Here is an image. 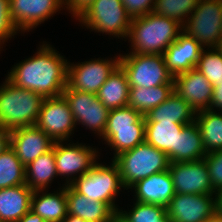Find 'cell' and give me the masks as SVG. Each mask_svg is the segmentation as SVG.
Segmentation results:
<instances>
[{
  "label": "cell",
  "instance_id": "1",
  "mask_svg": "<svg viewBox=\"0 0 222 222\" xmlns=\"http://www.w3.org/2000/svg\"><path fill=\"white\" fill-rule=\"evenodd\" d=\"M45 42L32 57L16 63L6 78L15 86L36 92L43 98L57 97L67 86L69 61Z\"/></svg>",
  "mask_w": 222,
  "mask_h": 222
},
{
  "label": "cell",
  "instance_id": "2",
  "mask_svg": "<svg viewBox=\"0 0 222 222\" xmlns=\"http://www.w3.org/2000/svg\"><path fill=\"white\" fill-rule=\"evenodd\" d=\"M183 26L176 20L154 12L132 18L126 40L131 43L129 53L164 54L178 38Z\"/></svg>",
  "mask_w": 222,
  "mask_h": 222
},
{
  "label": "cell",
  "instance_id": "3",
  "mask_svg": "<svg viewBox=\"0 0 222 222\" xmlns=\"http://www.w3.org/2000/svg\"><path fill=\"white\" fill-rule=\"evenodd\" d=\"M44 98L12 84L7 78L0 86V126L9 130L35 126Z\"/></svg>",
  "mask_w": 222,
  "mask_h": 222
},
{
  "label": "cell",
  "instance_id": "4",
  "mask_svg": "<svg viewBox=\"0 0 222 222\" xmlns=\"http://www.w3.org/2000/svg\"><path fill=\"white\" fill-rule=\"evenodd\" d=\"M117 164L121 181L126 190L136 182L158 172L169 169V158L147 142L124 151L113 158Z\"/></svg>",
  "mask_w": 222,
  "mask_h": 222
},
{
  "label": "cell",
  "instance_id": "5",
  "mask_svg": "<svg viewBox=\"0 0 222 222\" xmlns=\"http://www.w3.org/2000/svg\"><path fill=\"white\" fill-rule=\"evenodd\" d=\"M110 165H103L98 161L82 176L78 177L70 186L79 194L94 201L107 203L116 213L119 212L115 203L122 184L117 164L111 159Z\"/></svg>",
  "mask_w": 222,
  "mask_h": 222
},
{
  "label": "cell",
  "instance_id": "6",
  "mask_svg": "<svg viewBox=\"0 0 222 222\" xmlns=\"http://www.w3.org/2000/svg\"><path fill=\"white\" fill-rule=\"evenodd\" d=\"M76 20L95 33L126 39L132 18L121 0H95Z\"/></svg>",
  "mask_w": 222,
  "mask_h": 222
},
{
  "label": "cell",
  "instance_id": "7",
  "mask_svg": "<svg viewBox=\"0 0 222 222\" xmlns=\"http://www.w3.org/2000/svg\"><path fill=\"white\" fill-rule=\"evenodd\" d=\"M119 65L125 71L129 87H156L174 84L163 54H120Z\"/></svg>",
  "mask_w": 222,
  "mask_h": 222
},
{
  "label": "cell",
  "instance_id": "8",
  "mask_svg": "<svg viewBox=\"0 0 222 222\" xmlns=\"http://www.w3.org/2000/svg\"><path fill=\"white\" fill-rule=\"evenodd\" d=\"M222 0H200L183 31L204 48H217L222 37Z\"/></svg>",
  "mask_w": 222,
  "mask_h": 222
},
{
  "label": "cell",
  "instance_id": "9",
  "mask_svg": "<svg viewBox=\"0 0 222 222\" xmlns=\"http://www.w3.org/2000/svg\"><path fill=\"white\" fill-rule=\"evenodd\" d=\"M68 142L70 141L54 142L57 176H64L63 178L67 176L65 186L71 185L78 177L84 175L100 156L96 147L93 148L82 142L77 144Z\"/></svg>",
  "mask_w": 222,
  "mask_h": 222
},
{
  "label": "cell",
  "instance_id": "10",
  "mask_svg": "<svg viewBox=\"0 0 222 222\" xmlns=\"http://www.w3.org/2000/svg\"><path fill=\"white\" fill-rule=\"evenodd\" d=\"M62 95L67 100L76 125H82L103 137L109 109L97 98L96 94L65 87Z\"/></svg>",
  "mask_w": 222,
  "mask_h": 222
},
{
  "label": "cell",
  "instance_id": "11",
  "mask_svg": "<svg viewBox=\"0 0 222 222\" xmlns=\"http://www.w3.org/2000/svg\"><path fill=\"white\" fill-rule=\"evenodd\" d=\"M35 126L43 130L53 142L70 141L76 124L63 95L44 98Z\"/></svg>",
  "mask_w": 222,
  "mask_h": 222
},
{
  "label": "cell",
  "instance_id": "12",
  "mask_svg": "<svg viewBox=\"0 0 222 222\" xmlns=\"http://www.w3.org/2000/svg\"><path fill=\"white\" fill-rule=\"evenodd\" d=\"M120 54L114 58H94L81 63L68 62L67 86L70 89L96 94L119 65Z\"/></svg>",
  "mask_w": 222,
  "mask_h": 222
},
{
  "label": "cell",
  "instance_id": "13",
  "mask_svg": "<svg viewBox=\"0 0 222 222\" xmlns=\"http://www.w3.org/2000/svg\"><path fill=\"white\" fill-rule=\"evenodd\" d=\"M174 191L180 194L215 195L204 159L189 162H170Z\"/></svg>",
  "mask_w": 222,
  "mask_h": 222
},
{
  "label": "cell",
  "instance_id": "14",
  "mask_svg": "<svg viewBox=\"0 0 222 222\" xmlns=\"http://www.w3.org/2000/svg\"><path fill=\"white\" fill-rule=\"evenodd\" d=\"M65 9V0H10V14L24 34Z\"/></svg>",
  "mask_w": 222,
  "mask_h": 222
},
{
  "label": "cell",
  "instance_id": "15",
  "mask_svg": "<svg viewBox=\"0 0 222 222\" xmlns=\"http://www.w3.org/2000/svg\"><path fill=\"white\" fill-rule=\"evenodd\" d=\"M166 210L171 222H205L216 212V195L175 193Z\"/></svg>",
  "mask_w": 222,
  "mask_h": 222
},
{
  "label": "cell",
  "instance_id": "16",
  "mask_svg": "<svg viewBox=\"0 0 222 222\" xmlns=\"http://www.w3.org/2000/svg\"><path fill=\"white\" fill-rule=\"evenodd\" d=\"M173 83L174 92L190 104L196 112L209 109L213 86L197 69L175 75Z\"/></svg>",
  "mask_w": 222,
  "mask_h": 222
},
{
  "label": "cell",
  "instance_id": "17",
  "mask_svg": "<svg viewBox=\"0 0 222 222\" xmlns=\"http://www.w3.org/2000/svg\"><path fill=\"white\" fill-rule=\"evenodd\" d=\"M53 144L52 139L36 126L11 130L10 147L25 167L41 154L49 151Z\"/></svg>",
  "mask_w": 222,
  "mask_h": 222
},
{
  "label": "cell",
  "instance_id": "18",
  "mask_svg": "<svg viewBox=\"0 0 222 222\" xmlns=\"http://www.w3.org/2000/svg\"><path fill=\"white\" fill-rule=\"evenodd\" d=\"M129 189H134L136 202L149 203L167 208L175 195L172 176L169 170L144 178Z\"/></svg>",
  "mask_w": 222,
  "mask_h": 222
},
{
  "label": "cell",
  "instance_id": "19",
  "mask_svg": "<svg viewBox=\"0 0 222 222\" xmlns=\"http://www.w3.org/2000/svg\"><path fill=\"white\" fill-rule=\"evenodd\" d=\"M203 49L198 41L182 31L163 54L168 71L175 76L194 69Z\"/></svg>",
  "mask_w": 222,
  "mask_h": 222
},
{
  "label": "cell",
  "instance_id": "20",
  "mask_svg": "<svg viewBox=\"0 0 222 222\" xmlns=\"http://www.w3.org/2000/svg\"><path fill=\"white\" fill-rule=\"evenodd\" d=\"M68 215H73L87 222H112L116 212L107 204L94 201L77 193L66 185Z\"/></svg>",
  "mask_w": 222,
  "mask_h": 222
},
{
  "label": "cell",
  "instance_id": "21",
  "mask_svg": "<svg viewBox=\"0 0 222 222\" xmlns=\"http://www.w3.org/2000/svg\"><path fill=\"white\" fill-rule=\"evenodd\" d=\"M61 187L53 193L35 190L32 194L30 210L45 222H63L68 216V207L66 186L63 184Z\"/></svg>",
  "mask_w": 222,
  "mask_h": 222
},
{
  "label": "cell",
  "instance_id": "22",
  "mask_svg": "<svg viewBox=\"0 0 222 222\" xmlns=\"http://www.w3.org/2000/svg\"><path fill=\"white\" fill-rule=\"evenodd\" d=\"M186 124L166 121H145V142L166 153L176 162V140Z\"/></svg>",
  "mask_w": 222,
  "mask_h": 222
},
{
  "label": "cell",
  "instance_id": "23",
  "mask_svg": "<svg viewBox=\"0 0 222 222\" xmlns=\"http://www.w3.org/2000/svg\"><path fill=\"white\" fill-rule=\"evenodd\" d=\"M33 192L26 184L0 189V222H18L30 211Z\"/></svg>",
  "mask_w": 222,
  "mask_h": 222
},
{
  "label": "cell",
  "instance_id": "24",
  "mask_svg": "<svg viewBox=\"0 0 222 222\" xmlns=\"http://www.w3.org/2000/svg\"><path fill=\"white\" fill-rule=\"evenodd\" d=\"M195 109L175 92L156 108L149 111L145 121H166L191 124L196 119Z\"/></svg>",
  "mask_w": 222,
  "mask_h": 222
},
{
  "label": "cell",
  "instance_id": "25",
  "mask_svg": "<svg viewBox=\"0 0 222 222\" xmlns=\"http://www.w3.org/2000/svg\"><path fill=\"white\" fill-rule=\"evenodd\" d=\"M129 88L126 73L118 65L100 87L96 96L109 110L117 109L128 105Z\"/></svg>",
  "mask_w": 222,
  "mask_h": 222
},
{
  "label": "cell",
  "instance_id": "26",
  "mask_svg": "<svg viewBox=\"0 0 222 222\" xmlns=\"http://www.w3.org/2000/svg\"><path fill=\"white\" fill-rule=\"evenodd\" d=\"M25 168V184L33 191L47 190L54 180V177H58L54 155V144L49 151L41 154Z\"/></svg>",
  "mask_w": 222,
  "mask_h": 222
},
{
  "label": "cell",
  "instance_id": "27",
  "mask_svg": "<svg viewBox=\"0 0 222 222\" xmlns=\"http://www.w3.org/2000/svg\"><path fill=\"white\" fill-rule=\"evenodd\" d=\"M174 92V84L159 85L156 87H130L128 105L141 115L145 116L156 108Z\"/></svg>",
  "mask_w": 222,
  "mask_h": 222
},
{
  "label": "cell",
  "instance_id": "28",
  "mask_svg": "<svg viewBox=\"0 0 222 222\" xmlns=\"http://www.w3.org/2000/svg\"><path fill=\"white\" fill-rule=\"evenodd\" d=\"M206 154L198 124L194 121L185 125L177 134L176 162L202 160Z\"/></svg>",
  "mask_w": 222,
  "mask_h": 222
},
{
  "label": "cell",
  "instance_id": "29",
  "mask_svg": "<svg viewBox=\"0 0 222 222\" xmlns=\"http://www.w3.org/2000/svg\"><path fill=\"white\" fill-rule=\"evenodd\" d=\"M195 122L200 128L206 152L222 150V112L200 110L196 113Z\"/></svg>",
  "mask_w": 222,
  "mask_h": 222
},
{
  "label": "cell",
  "instance_id": "30",
  "mask_svg": "<svg viewBox=\"0 0 222 222\" xmlns=\"http://www.w3.org/2000/svg\"><path fill=\"white\" fill-rule=\"evenodd\" d=\"M113 150V157L145 141V127L105 128L102 141Z\"/></svg>",
  "mask_w": 222,
  "mask_h": 222
},
{
  "label": "cell",
  "instance_id": "31",
  "mask_svg": "<svg viewBox=\"0 0 222 222\" xmlns=\"http://www.w3.org/2000/svg\"><path fill=\"white\" fill-rule=\"evenodd\" d=\"M25 174V166L11 147L0 154V189L25 184Z\"/></svg>",
  "mask_w": 222,
  "mask_h": 222
},
{
  "label": "cell",
  "instance_id": "32",
  "mask_svg": "<svg viewBox=\"0 0 222 222\" xmlns=\"http://www.w3.org/2000/svg\"><path fill=\"white\" fill-rule=\"evenodd\" d=\"M132 207L128 211L119 209L118 213L127 222H171L165 207L136 201Z\"/></svg>",
  "mask_w": 222,
  "mask_h": 222
},
{
  "label": "cell",
  "instance_id": "33",
  "mask_svg": "<svg viewBox=\"0 0 222 222\" xmlns=\"http://www.w3.org/2000/svg\"><path fill=\"white\" fill-rule=\"evenodd\" d=\"M200 0H155L153 12L159 16L176 20L182 26L197 7Z\"/></svg>",
  "mask_w": 222,
  "mask_h": 222
},
{
  "label": "cell",
  "instance_id": "34",
  "mask_svg": "<svg viewBox=\"0 0 222 222\" xmlns=\"http://www.w3.org/2000/svg\"><path fill=\"white\" fill-rule=\"evenodd\" d=\"M195 69L201 72L211 85H218V82L222 81V53L217 48H204Z\"/></svg>",
  "mask_w": 222,
  "mask_h": 222
},
{
  "label": "cell",
  "instance_id": "35",
  "mask_svg": "<svg viewBox=\"0 0 222 222\" xmlns=\"http://www.w3.org/2000/svg\"><path fill=\"white\" fill-rule=\"evenodd\" d=\"M145 127V117L129 105L111 109L106 128Z\"/></svg>",
  "mask_w": 222,
  "mask_h": 222
},
{
  "label": "cell",
  "instance_id": "36",
  "mask_svg": "<svg viewBox=\"0 0 222 222\" xmlns=\"http://www.w3.org/2000/svg\"><path fill=\"white\" fill-rule=\"evenodd\" d=\"M19 31L10 14V0H0V45L4 46Z\"/></svg>",
  "mask_w": 222,
  "mask_h": 222
},
{
  "label": "cell",
  "instance_id": "37",
  "mask_svg": "<svg viewBox=\"0 0 222 222\" xmlns=\"http://www.w3.org/2000/svg\"><path fill=\"white\" fill-rule=\"evenodd\" d=\"M208 174L215 192L222 189V150L207 153L204 156Z\"/></svg>",
  "mask_w": 222,
  "mask_h": 222
},
{
  "label": "cell",
  "instance_id": "38",
  "mask_svg": "<svg viewBox=\"0 0 222 222\" xmlns=\"http://www.w3.org/2000/svg\"><path fill=\"white\" fill-rule=\"evenodd\" d=\"M131 18L153 12L155 0H121Z\"/></svg>",
  "mask_w": 222,
  "mask_h": 222
},
{
  "label": "cell",
  "instance_id": "39",
  "mask_svg": "<svg viewBox=\"0 0 222 222\" xmlns=\"http://www.w3.org/2000/svg\"><path fill=\"white\" fill-rule=\"evenodd\" d=\"M95 0H65V8L76 19L84 12Z\"/></svg>",
  "mask_w": 222,
  "mask_h": 222
},
{
  "label": "cell",
  "instance_id": "40",
  "mask_svg": "<svg viewBox=\"0 0 222 222\" xmlns=\"http://www.w3.org/2000/svg\"><path fill=\"white\" fill-rule=\"evenodd\" d=\"M212 86H213V93H212V100L209 105V110L222 112V81L218 82V85H212Z\"/></svg>",
  "mask_w": 222,
  "mask_h": 222
},
{
  "label": "cell",
  "instance_id": "41",
  "mask_svg": "<svg viewBox=\"0 0 222 222\" xmlns=\"http://www.w3.org/2000/svg\"><path fill=\"white\" fill-rule=\"evenodd\" d=\"M11 130L0 126V154L10 147Z\"/></svg>",
  "mask_w": 222,
  "mask_h": 222
},
{
  "label": "cell",
  "instance_id": "42",
  "mask_svg": "<svg viewBox=\"0 0 222 222\" xmlns=\"http://www.w3.org/2000/svg\"><path fill=\"white\" fill-rule=\"evenodd\" d=\"M18 222H45V220L30 210Z\"/></svg>",
  "mask_w": 222,
  "mask_h": 222
},
{
  "label": "cell",
  "instance_id": "43",
  "mask_svg": "<svg viewBox=\"0 0 222 222\" xmlns=\"http://www.w3.org/2000/svg\"><path fill=\"white\" fill-rule=\"evenodd\" d=\"M216 212L222 215V189L216 192Z\"/></svg>",
  "mask_w": 222,
  "mask_h": 222
},
{
  "label": "cell",
  "instance_id": "44",
  "mask_svg": "<svg viewBox=\"0 0 222 222\" xmlns=\"http://www.w3.org/2000/svg\"><path fill=\"white\" fill-rule=\"evenodd\" d=\"M205 222H222V215H220L217 212H215Z\"/></svg>",
  "mask_w": 222,
  "mask_h": 222
},
{
  "label": "cell",
  "instance_id": "45",
  "mask_svg": "<svg viewBox=\"0 0 222 222\" xmlns=\"http://www.w3.org/2000/svg\"><path fill=\"white\" fill-rule=\"evenodd\" d=\"M63 222H87V221L73 215H68Z\"/></svg>",
  "mask_w": 222,
  "mask_h": 222
},
{
  "label": "cell",
  "instance_id": "46",
  "mask_svg": "<svg viewBox=\"0 0 222 222\" xmlns=\"http://www.w3.org/2000/svg\"><path fill=\"white\" fill-rule=\"evenodd\" d=\"M112 222H127L118 212L113 216Z\"/></svg>",
  "mask_w": 222,
  "mask_h": 222
},
{
  "label": "cell",
  "instance_id": "47",
  "mask_svg": "<svg viewBox=\"0 0 222 222\" xmlns=\"http://www.w3.org/2000/svg\"><path fill=\"white\" fill-rule=\"evenodd\" d=\"M217 49L222 53V37H221L219 45L217 46Z\"/></svg>",
  "mask_w": 222,
  "mask_h": 222
}]
</instances>
